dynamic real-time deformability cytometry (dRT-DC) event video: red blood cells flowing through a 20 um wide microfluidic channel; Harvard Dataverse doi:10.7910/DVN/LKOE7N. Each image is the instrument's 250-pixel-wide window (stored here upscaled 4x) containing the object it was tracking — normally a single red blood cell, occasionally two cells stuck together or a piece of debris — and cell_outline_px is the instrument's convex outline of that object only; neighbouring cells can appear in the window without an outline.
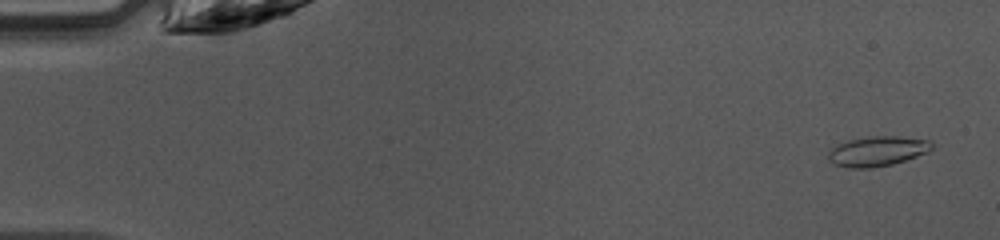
{"species": "common noctule bat (a hibernating species)", "species_latin": "Nyctalus noctula", "temperature_condition": "warm", "stored_images_in_passage": 47, "camera_frame_rate_fps": 3000, "um_per_image_px": 0.085, "animal": {"sex": "female", "body_mass_g": 10.0, "forearm_length_mm": 53.1}, "frame": {"image": 1, "passage_image": 2, "time_ms": 0.333, "image_size_px": [1000, 240], "cell_outline_px": [[932, 148], [928, 152], [892, 164], [872, 168], [848, 168], [836, 164], [828, 160], [828, 148], [848, 140], [872, 136], [896, 136], [928, 140], [932, 144]], "centroid_in_image_um": [74.52, 12.85], "position_along_channel_um": 10.5, "area_um2": 17.98}}
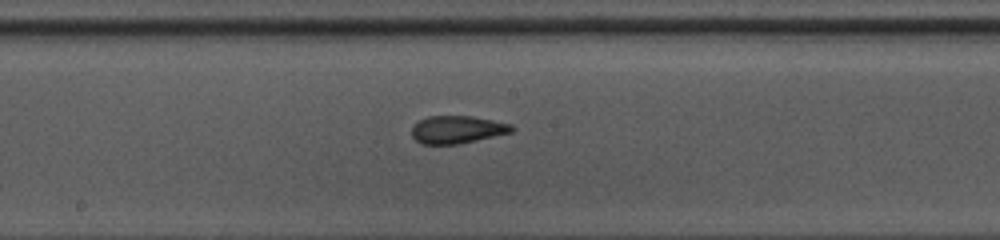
{"frame": {"image": 2, "passage_image": 25, "time_ms": 8.0, "image_size_px": [1000, 240], "cell_outline_px": [[516, 128], [512, 132], [460, 144], [420, 144], [412, 136], [412, 124], [428, 116], [472, 116], [512, 124]], "centroid_in_image_um": [38.86, 11.01], "position_along_channel_um": 209.3, "area_um2": 16.24}}
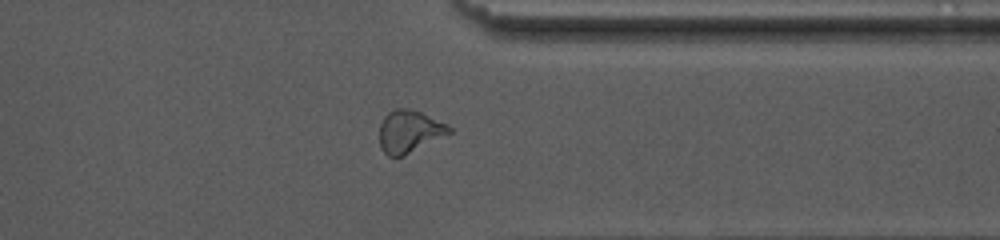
{"frame": {"image": 3, "passage_image": 37, "time_ms": 12.0, "image_size_px": [1000, 240], "cell_outline_px": [[452, 132], [404, 156], [388, 156], [380, 148], [380, 124], [384, 116], [388, 112], [396, 108], [408, 108], [420, 112], [448, 124], [452, 128]], "centroid_in_image_um": [34.79, 11.17], "position_along_channel_um": 376.6, "area_um2": 17.22}, "authors_computed_cell_mechanics": {"area_um2": 16.9354, "velocity_mm_per_s": 4.2353, "shape_relaxation_time_tau1_ms": null, "shape_relaxation_time_tau2_ms": 0.966, "deformation_change_tau1": null, "deformation_change_tau2": 0.0649}}